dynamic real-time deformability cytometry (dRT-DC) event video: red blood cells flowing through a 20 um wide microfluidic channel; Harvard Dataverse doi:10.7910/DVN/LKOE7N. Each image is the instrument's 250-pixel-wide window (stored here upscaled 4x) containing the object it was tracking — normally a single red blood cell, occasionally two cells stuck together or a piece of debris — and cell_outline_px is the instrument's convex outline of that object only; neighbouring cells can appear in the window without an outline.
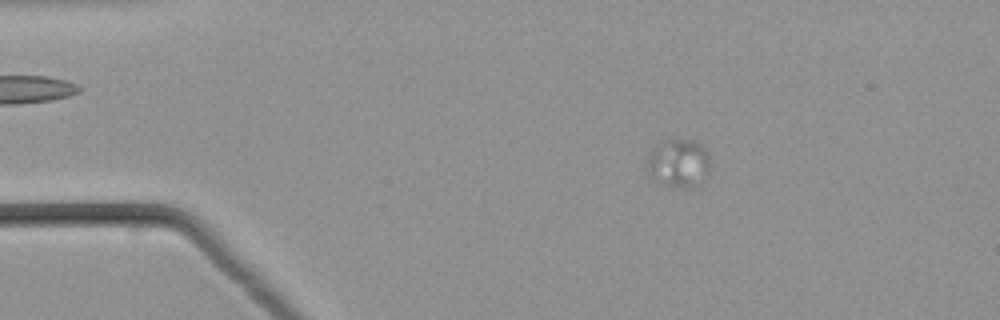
{"species": "common noctule bat (a hibernating species)", "species_latin": "Nyctalus noctula", "temperature_condition": "warm", "stored_images_in_passage": 37, "camera_frame_rate_fps": 3000, "um_per_image_px": 0.085, "animal": {"sex": "male", "body_mass_g": 21.5, "forearm_length_mm": 52.0}, "frame": {"image": 1, "passage_image": 12, "time_ms": 3.667, "image_size_px": [1000, 320], "cell_outline_px": [[708, 176], [696, 188], [672, 188], [660, 184], [652, 172], [648, 164], [648, 156], [656, 144], [660, 140], [692, 140], [700, 144], [708, 152]], "centroid_in_image_um": [57.73, 13.9], "position_along_channel_um": 27.3, "area_um2": 17.74}}
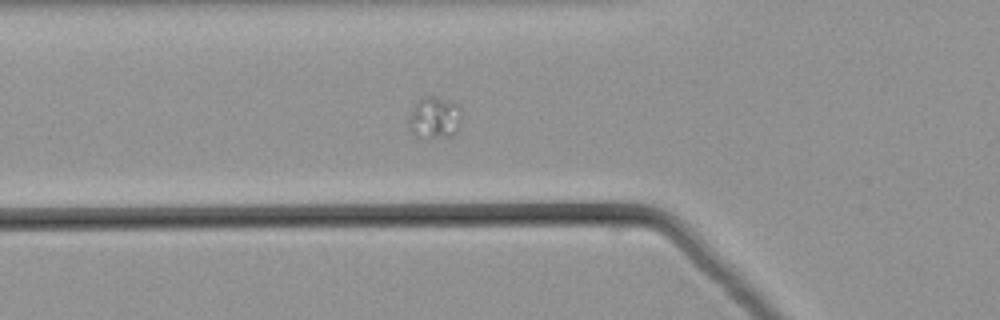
{"frame": {"image": 2, "passage_image": 22, "time_ms": 7.0, "image_size_px": [1000, 320], "cell_outline_px": [[460, 116], [456, 132], [452, 136], [428, 140], [412, 132], [408, 128], [408, 116], [416, 104], [424, 96], [432, 96], [448, 100], [460, 104]], "centroid_in_image_um": [36.93, 10.03], "position_along_channel_um": 88.9, "area_um2": 13.01}}